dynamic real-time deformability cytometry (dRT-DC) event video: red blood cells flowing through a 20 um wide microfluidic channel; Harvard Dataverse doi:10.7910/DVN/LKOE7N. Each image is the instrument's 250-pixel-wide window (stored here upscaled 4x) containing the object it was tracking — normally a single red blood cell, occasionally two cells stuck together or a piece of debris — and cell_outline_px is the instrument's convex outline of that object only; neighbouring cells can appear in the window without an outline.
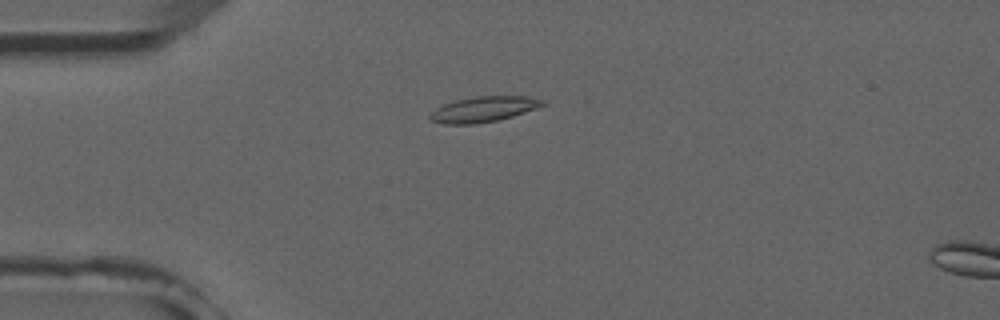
{"species": "common noctule bat (a hibernating species)", "species_latin": "Nyctalus noctula", "temperature_condition": "room temperature", "stored_images_in_passage": 5, "camera_frame_rate_fps": 3000, "um_per_image_px": 0.085, "animal": {"sex": "male", "forearm_length_mm": 52.5}, "frame": {"image": 1, "passage_image": 4, "time_ms": 3.667, "image_size_px": [1000, 320], "cell_outline_px": [[548, 104], [512, 116], [496, 120], [476, 124], [444, 124], [432, 120], [428, 116], [436, 108], [444, 104], [456, 100], [476, 96], [528, 96], [544, 100]], "centroid_in_image_um": [41.12, 9.28], "position_along_channel_um": 43.9, "area_um2": 16.59}}